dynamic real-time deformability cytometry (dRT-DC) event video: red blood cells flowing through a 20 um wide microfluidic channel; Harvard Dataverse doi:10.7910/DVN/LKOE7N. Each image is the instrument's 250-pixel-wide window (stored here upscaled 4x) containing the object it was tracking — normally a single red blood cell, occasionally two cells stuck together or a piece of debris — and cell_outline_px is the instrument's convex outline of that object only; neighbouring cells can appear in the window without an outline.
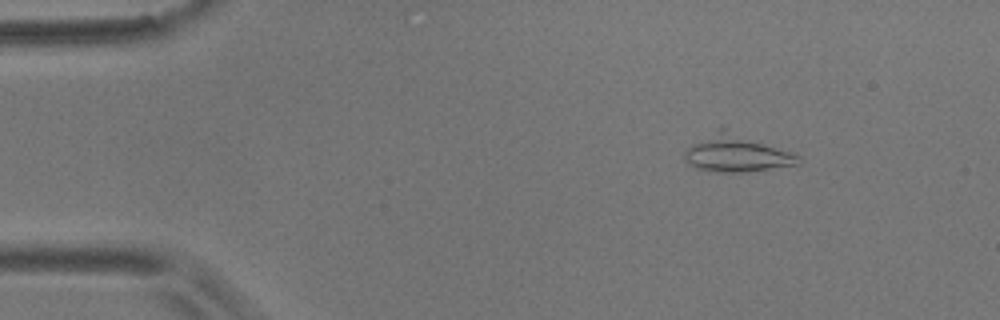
{"species": "common noctule bat (a hibernating species)", "species_latin": "Nyctalus noctula", "temperature_condition": "room temperature", "stored_images_in_passage": 5, "camera_frame_rate_fps": 3000, "um_per_image_px": 0.085, "animal": {"sex": "male", "body_mass_g": 17.9}, "frame": {"image": 1, "passage_image": 3, "time_ms": 0.667, "image_size_px": [1000, 320], "cell_outline_px": [[800, 164], [740, 172], [716, 172], [696, 168], [688, 164], [684, 156], [684, 152], [692, 144], [716, 128], [724, 128], [792, 152], [800, 156]], "centroid_in_image_um": [62.58, 13.04], "position_along_channel_um": 22.4, "area_um2": 24.22}}